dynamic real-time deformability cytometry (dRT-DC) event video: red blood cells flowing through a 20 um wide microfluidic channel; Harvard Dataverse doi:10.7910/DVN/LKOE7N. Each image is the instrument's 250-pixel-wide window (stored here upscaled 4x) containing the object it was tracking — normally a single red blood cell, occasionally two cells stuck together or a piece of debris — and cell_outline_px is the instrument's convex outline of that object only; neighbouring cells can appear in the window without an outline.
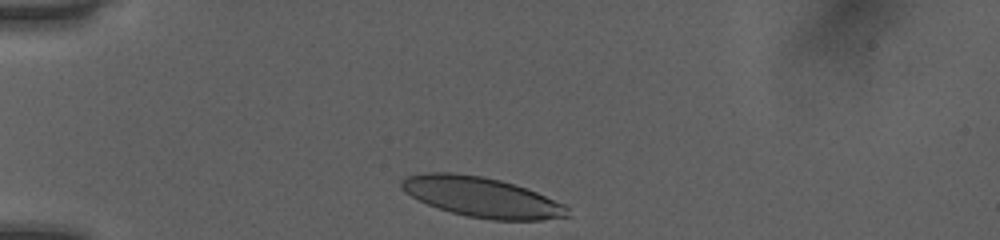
{"species": "human", "species_latin": "Homo sapiens", "temperature_condition": "room temperature", "stored_images_in_passage": 31, "camera_frame_rate_fps": 3000, "um_per_image_px": 0.085, "donor": {"sex": "female"}, "frame": {"image": 1, "passage_image": 1, "time_ms": 0.0, "image_size_px": [1000, 240], "cell_outline_px": [[568, 216], [540, 220], [492, 220], [468, 216], [452, 212], [428, 204], [404, 192], [400, 188], [400, 180], [408, 176], [424, 172], [452, 172], [484, 176], [500, 180], [536, 192], [564, 204], [568, 208]], "centroid_in_image_um": [40.91, 16.74], "position_along_channel_um": 44.1, "area_um2": 38.44}}
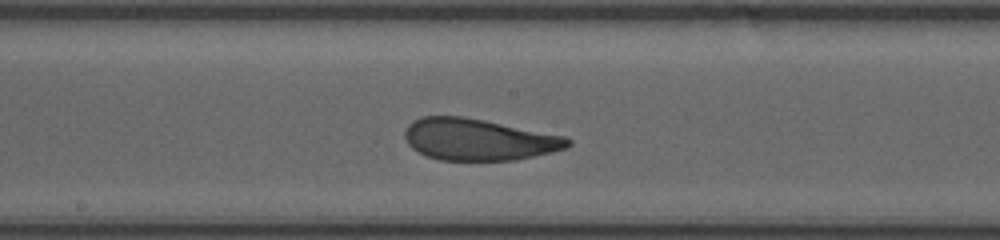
{"frame": {"image": 2, "passage_image": 16, "time_ms": 5.0, "image_size_px": [1000, 240], "cell_outline_px": [[572, 144], [568, 148], [552, 152], [516, 160], [440, 160], [428, 156], [412, 148], [408, 144], [404, 136], [404, 132], [408, 124], [412, 120], [420, 116], [464, 116], [564, 136], [572, 140]], "centroid_in_image_um": [40.67, 11.85], "position_along_channel_um": 207.5, "area_um2": 39.59}}
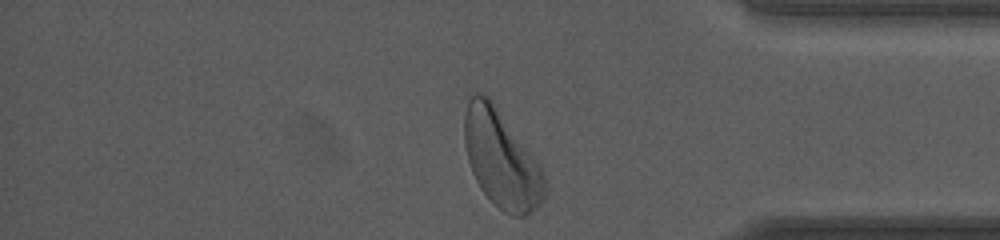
{"frame": {"image": 3, "passage_image": 31, "time_ms": 10.0, "image_size_px": [1000, 240], "cell_outline_px": [[544, 196], [532, 212], [528, 216], [512, 216], [504, 212], [480, 188], [472, 172], [468, 160], [464, 144], [464, 116], [468, 100], [476, 92], [484, 92], [492, 100], [540, 164], [544, 176]], "centroid_in_image_um": [42.59, 13.49], "position_along_channel_um": 392.6, "area_um2": 45.26}, "authors_computed_cell_mechanics": {"area_um2": 39.593, "velocity_mm_per_s": 4.0189, "shape_relaxation_time_tau1_ms": 3.0676, "shape_relaxation_time_tau2_ms": 0.8813, "deformation_change_tau1": 0.1447, "deformation_change_tau2": 0.0792}}